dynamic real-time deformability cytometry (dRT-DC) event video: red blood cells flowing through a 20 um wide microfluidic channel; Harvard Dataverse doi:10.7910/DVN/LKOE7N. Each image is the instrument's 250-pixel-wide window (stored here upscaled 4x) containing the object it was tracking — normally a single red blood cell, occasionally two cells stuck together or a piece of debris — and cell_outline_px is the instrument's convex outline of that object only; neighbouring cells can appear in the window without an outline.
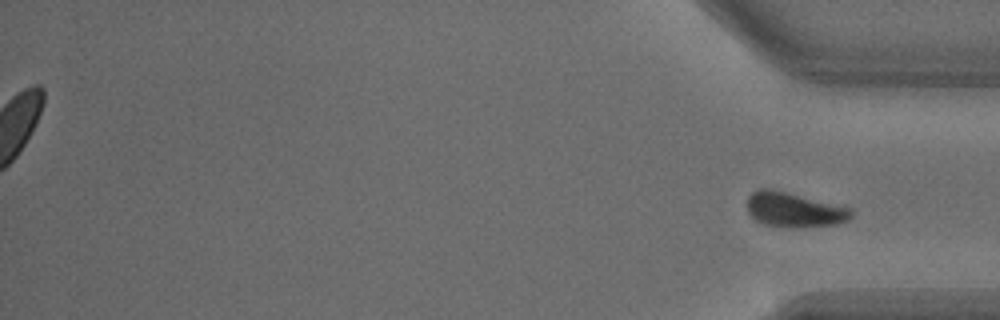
{"species": "common noctule bat (a hibernating species)", "species_latin": "Nyctalus noctula", "temperature_condition": "warm", "stored_images_in_passage": 29, "segment_of_instrument_passage": [2, 2], "camera_frame_rate_fps": 3000, "um_per_image_px": 0.085, "animal": {"sex": "male", "body_mass_g": 18.8}, "frame": {"image": 1, "passage_image": 29, "time_ms": 9.333, "image_size_px": [1000, 320], "cell_outline_px": [[856, 212], [848, 220], [836, 224], [800, 228], [780, 228], [764, 224], [756, 220], [748, 212], [748, 196], [752, 192], [760, 188], [772, 188], [852, 208]], "centroid_in_image_um": [67.52, 17.84], "position_along_channel_um": 367.7, "area_um2": 21.5}}